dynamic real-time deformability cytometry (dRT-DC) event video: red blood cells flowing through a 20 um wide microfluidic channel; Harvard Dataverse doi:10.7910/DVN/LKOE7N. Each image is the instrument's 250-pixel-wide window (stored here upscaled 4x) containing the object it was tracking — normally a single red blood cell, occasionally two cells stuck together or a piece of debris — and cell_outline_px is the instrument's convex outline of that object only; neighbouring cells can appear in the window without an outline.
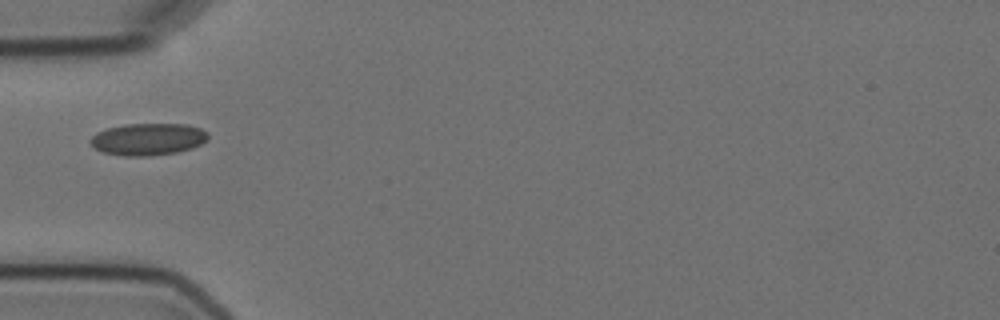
{"species": "Egyptian fruit bat (a non-hibernating species)", "species_latin": "Rousettus aegyptiacus", "temperature_condition": "cold", "stored_images_in_passage": 3, "camera_frame_rate_fps": 3000, "um_per_image_px": 0.085, "animal": {"sex": "female"}, "frame": {"image": 1, "passage_image": 3, "time_ms": 3.0, "image_size_px": [1000, 320], "cell_outline_px": [[208, 140], [192, 148], [176, 152], [148, 156], [124, 156], [104, 152], [96, 148], [88, 140], [96, 132], [108, 128], [124, 124], [188, 124], [200, 128], [208, 132]], "centroid_in_image_um": [12.59, 11.82], "position_along_channel_um": 72.4, "area_um2": 21.96}}